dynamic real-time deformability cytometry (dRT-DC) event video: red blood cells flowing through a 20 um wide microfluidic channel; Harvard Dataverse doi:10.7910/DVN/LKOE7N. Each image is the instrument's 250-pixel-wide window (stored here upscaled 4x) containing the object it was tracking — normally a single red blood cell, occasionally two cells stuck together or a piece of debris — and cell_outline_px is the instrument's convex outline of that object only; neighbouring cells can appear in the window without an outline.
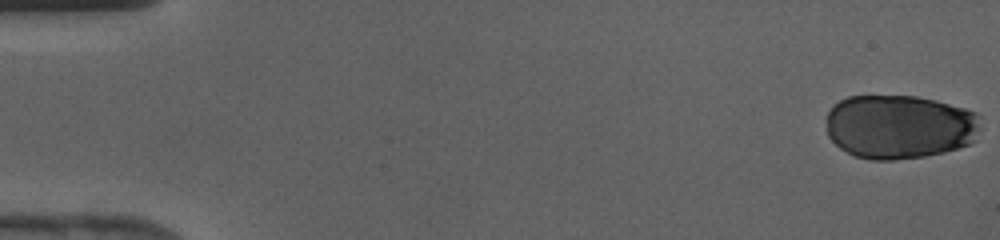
{"species": "human", "species_latin": "Homo sapiens", "temperature_condition": "cold", "stored_images_in_passage": 19, "camera_frame_rate_fps": 3000, "um_per_image_px": 0.085, "donor": {"sex": "female"}, "frame": {"image": 1, "passage_image": 1, "time_ms": 0.0, "image_size_px": [1000, 240], "cell_outline_px": [[980, 128], [976, 140], [968, 144], [944, 152], [924, 156], [892, 160], [872, 160], [856, 156], [840, 148], [828, 136], [828, 112], [832, 104], [848, 96], [916, 96], [936, 100], [964, 108], [976, 112], [980, 116]], "centroid_in_image_um": [76.48, 10.76], "position_along_channel_um": 8.5, "area_um2": 57.92}}
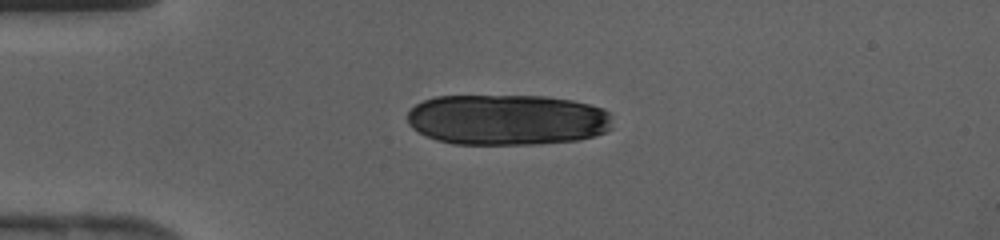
{"frame": {"image": 2, "passage_image": 11, "time_ms": 3.333, "image_size_px": [1000, 240], "cell_outline_px": [[612, 128], [608, 132], [580, 140], [540, 144], [452, 144], [436, 140], [412, 128], [408, 124], [408, 112], [416, 104], [424, 100], [436, 96], [548, 96], [572, 100], [604, 108], [612, 116]], "centroid_in_image_um": [43.16, 10.18], "position_along_channel_um": 41.8, "area_um2": 61.33}}